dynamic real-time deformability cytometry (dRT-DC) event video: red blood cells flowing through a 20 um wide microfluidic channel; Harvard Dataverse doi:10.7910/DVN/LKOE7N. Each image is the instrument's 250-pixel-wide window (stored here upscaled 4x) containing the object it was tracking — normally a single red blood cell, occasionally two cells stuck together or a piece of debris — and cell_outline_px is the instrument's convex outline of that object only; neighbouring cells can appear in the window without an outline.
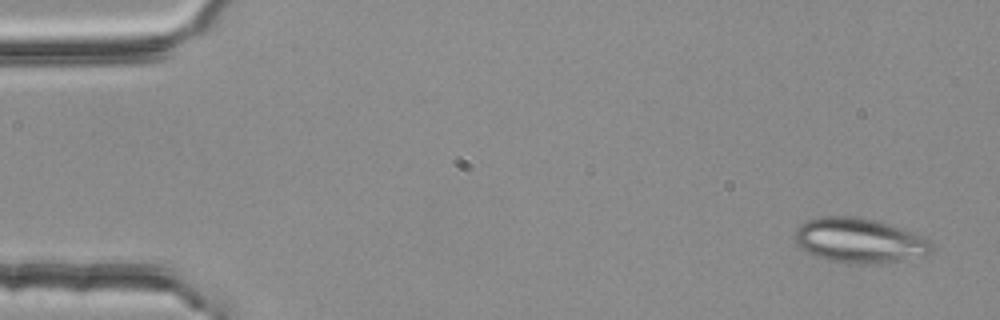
{"species": "common noctule bat (a hibernating species)", "species_latin": "Nyctalus noctula", "temperature_condition": "room temperature", "stored_images_in_passage": 5, "camera_frame_rate_fps": 3000, "um_per_image_px": 0.085, "animal": {"sex": "female", "body_mass_g": 25.1}, "frame": {"image": 1, "passage_image": 1, "time_ms": 0.0, "image_size_px": [1000, 320], "cell_outline_px": [[936, 248], [932, 252], [924, 256], [880, 264], [848, 264], [828, 260], [816, 256], [800, 248], [796, 244], [796, 228], [804, 220], [820, 216], [856, 216], [880, 220], [912, 232], [928, 240]], "centroid_in_image_um": [73.05, 20.44], "position_along_channel_um": 11.9, "area_um2": 36.3}}